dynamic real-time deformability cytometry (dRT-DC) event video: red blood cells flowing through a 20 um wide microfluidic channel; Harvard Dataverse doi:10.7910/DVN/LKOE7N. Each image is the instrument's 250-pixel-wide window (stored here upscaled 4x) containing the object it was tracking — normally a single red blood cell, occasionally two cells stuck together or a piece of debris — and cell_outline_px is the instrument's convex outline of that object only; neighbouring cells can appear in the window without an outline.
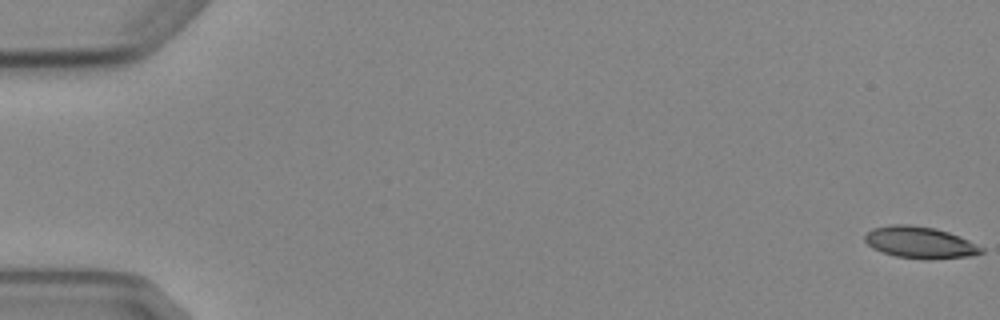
{"species": "Egyptian fruit bat (a non-hibernating species)", "species_latin": "Rousettus aegyptiacus", "temperature_condition": "cold", "stored_images_in_passage": 7, "camera_frame_rate_fps": 3000, "um_per_image_px": 0.085, "animal": {"sex": "female"}, "frame": {"image": 1, "passage_image": 1, "time_ms": 0.0, "image_size_px": [1000, 320], "cell_outline_px": [[984, 252], [972, 256], [932, 260], [924, 260], [896, 256], [872, 248], [864, 240], [864, 236], [872, 228], [892, 224], [908, 224], [936, 228], [960, 236], [984, 248]], "centroid_in_image_um": [78.22, 20.62], "position_along_channel_um": 6.8, "area_um2": 21.73}}
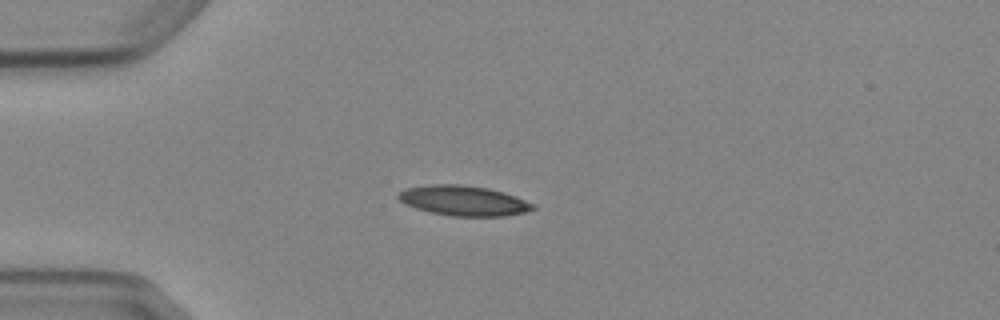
{"frame": {"image": 2, "passage_image": 5, "time_ms": 4.667, "image_size_px": [1000, 320], "cell_outline_px": [[536, 208], [524, 212], [504, 216], [452, 216], [432, 212], [416, 208], [404, 204], [396, 196], [404, 188], [428, 184], [460, 184], [488, 188], [504, 192], [516, 196], [536, 204]], "centroid_in_image_um": [39.41, 17.04], "position_along_channel_um": 45.6, "area_um2": 23.7}}
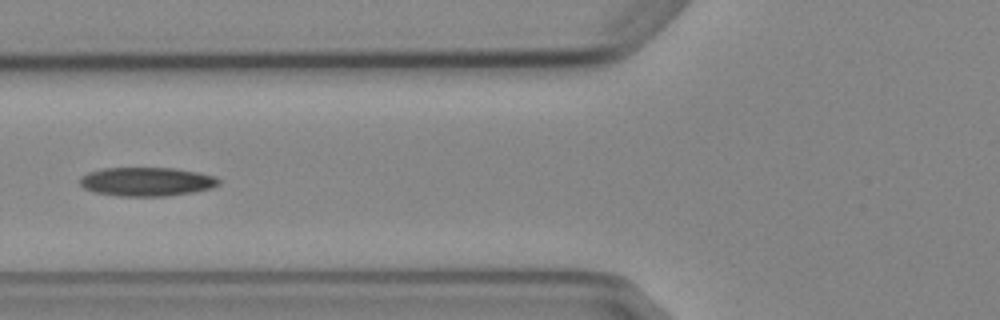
{"frame": {"image": 3, "passage_image": 7, "time_ms": 7.0, "image_size_px": [1000, 320], "cell_outline_px": [[220, 184], [212, 188], [192, 192], [168, 196], [120, 196], [92, 192], [84, 188], [80, 184], [80, 176], [88, 172], [104, 168], [176, 168], [216, 176], [220, 180]], "centroid_in_image_um": [12.46, 15.44], "position_along_channel_um": 113.3, "area_um2": 23.47}}